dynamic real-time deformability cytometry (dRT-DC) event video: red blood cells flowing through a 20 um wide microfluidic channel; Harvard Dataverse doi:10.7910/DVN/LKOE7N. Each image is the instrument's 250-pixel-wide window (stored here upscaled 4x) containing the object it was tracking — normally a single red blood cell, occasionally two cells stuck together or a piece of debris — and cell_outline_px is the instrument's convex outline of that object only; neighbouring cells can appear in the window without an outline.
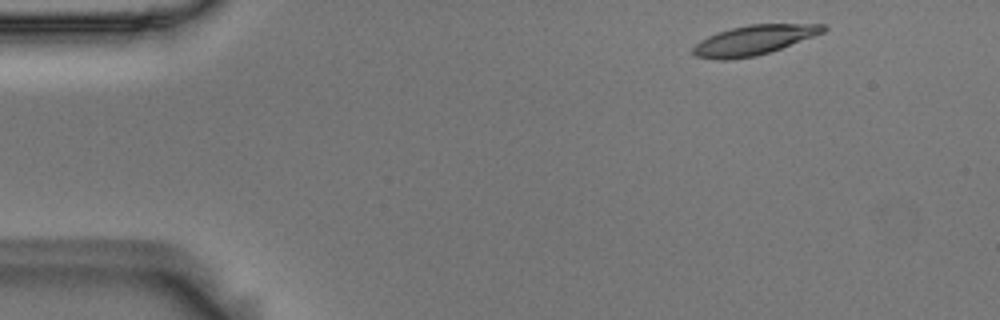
{"species": "Egyptian fruit bat (a non-hibernating species)", "species_latin": "Rousettus aegyptiacus", "temperature_condition": "room temperature", "stored_images_in_passage": 49, "camera_frame_rate_fps": 3000, "um_per_image_px": 0.085, "animal": {"sex": "male"}, "frame": {"image": 1, "passage_image": 1, "time_ms": 0.0, "image_size_px": [1000, 320], "cell_outline_px": [[828, 28], [824, 32], [780, 48], [756, 56], [724, 60], [716, 60], [696, 56], [692, 52], [692, 48], [700, 40], [716, 32], [748, 24], [824, 24]], "centroid_in_image_um": [64.04, 3.4], "position_along_channel_um": 21.0, "area_um2": 22.31}}
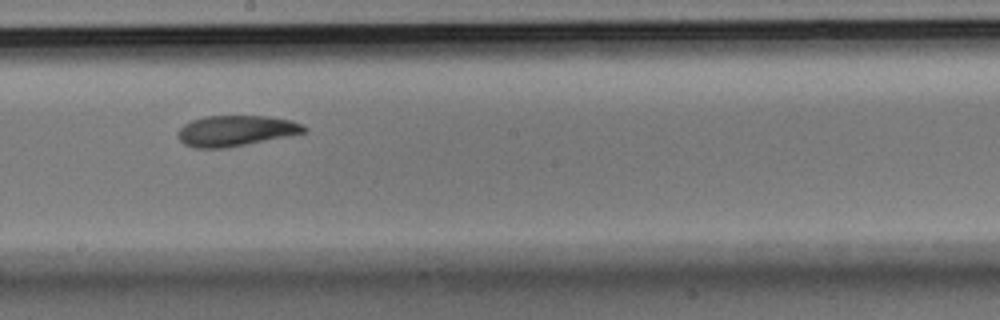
{"frame": {"image": 2, "passage_image": 25, "time_ms": 8.0, "image_size_px": [1000, 320], "cell_outline_px": [[308, 132], [228, 148], [192, 148], [184, 144], [176, 136], [176, 132], [184, 124], [192, 120], [204, 116], [268, 116], [292, 120], [304, 124], [308, 128]], "centroid_in_image_um": [20.06, 11.12], "position_along_channel_um": 228.1, "area_um2": 22.95}}
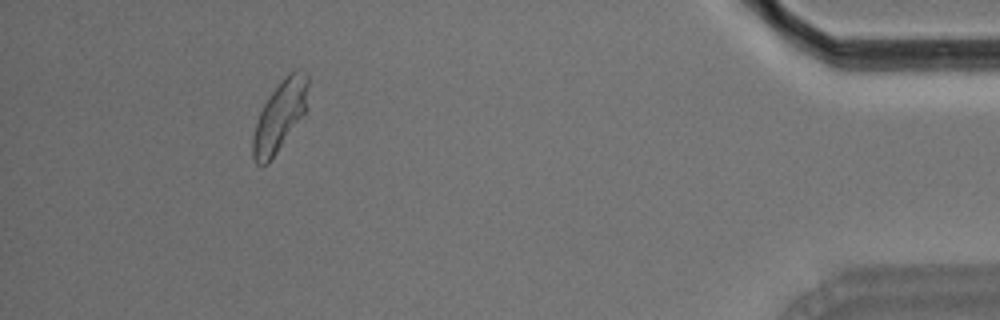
{"frame": {"image": 3, "passage_image": 45, "time_ms": 14.667, "image_size_px": [1000, 320], "cell_outline_px": [[308, 84], [304, 112], [268, 164], [256, 164], [252, 156], [252, 136], [260, 112], [268, 96], [284, 76], [288, 72], [292, 72], [308, 76]], "centroid_in_image_um": [23.72, 9.89], "position_along_channel_um": 411.5, "area_um2": 21.68}, "authors_computed_cell_mechanics": {"area_um2": 22.7732, "velocity_mm_per_s": 3.6348, "shape_relaxation_time_tau1_ms": 4.2451, "shape_relaxation_time_tau2_ms": 2.659, "deformation_change_tau1": 0.1642, "deformation_change_tau2": 0.0842}}